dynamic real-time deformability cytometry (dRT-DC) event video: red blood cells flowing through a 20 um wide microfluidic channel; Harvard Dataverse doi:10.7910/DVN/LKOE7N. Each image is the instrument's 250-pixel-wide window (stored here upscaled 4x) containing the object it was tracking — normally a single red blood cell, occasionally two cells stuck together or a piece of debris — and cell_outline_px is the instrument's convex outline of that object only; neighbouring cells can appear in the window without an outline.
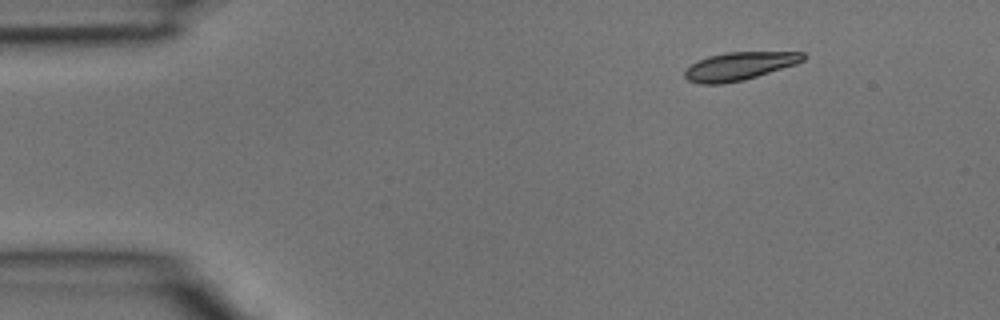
{"species": "common noctule bat (a hibernating species)", "species_latin": "Nyctalus noctula", "temperature_condition": "room temperature", "stored_images_in_passage": 5, "segment_of_instrument_passage": [2, 2], "camera_frame_rate_fps": 3000, "um_per_image_px": 0.085, "animal": {"sex": "male", "body_mass_g": 15.6}, "frame": {"image": 1, "passage_image": 5, "time_ms": 1.333, "image_size_px": [1000, 320], "cell_outline_px": [[804, 60], [796, 64], [744, 80], [724, 84], [700, 84], [688, 80], [684, 76], [684, 72], [692, 64], [708, 56], [728, 52], [804, 52]], "centroid_in_image_um": [62.84, 5.63], "position_along_channel_um": 22.2, "area_um2": 19.19}}